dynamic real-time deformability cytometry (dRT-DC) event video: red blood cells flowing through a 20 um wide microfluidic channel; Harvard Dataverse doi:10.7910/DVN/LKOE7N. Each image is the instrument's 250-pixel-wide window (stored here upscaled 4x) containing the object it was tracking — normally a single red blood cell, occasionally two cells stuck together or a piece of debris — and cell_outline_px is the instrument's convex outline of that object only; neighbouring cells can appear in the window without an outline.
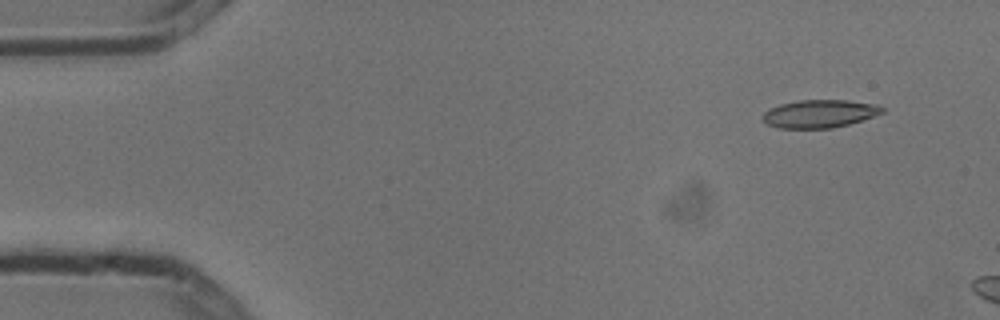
{"species": "common noctule bat (a hibernating species)", "species_latin": "Nyctalus noctula", "temperature_condition": "cold", "stored_images_in_passage": 6, "camera_frame_rate_fps": 3000, "um_per_image_px": 0.085, "animal": {"sex": "male", "body_mass_g": 13.3}, "frame": {"image": 1, "passage_image": 2, "time_ms": 0.333, "image_size_px": [1000, 320], "cell_outline_px": [[884, 112], [848, 124], [832, 128], [780, 128], [768, 124], [764, 120], [764, 112], [768, 108], [780, 104], [800, 100], [848, 100], [876, 104], [884, 108]], "centroid_in_image_um": [69.66, 9.65], "position_along_channel_um": 15.3, "area_um2": 19.25}}
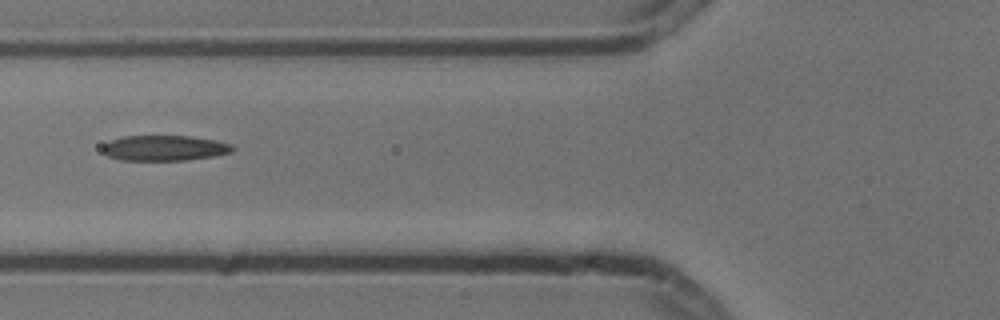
{"frame": {"image": 2, "passage_image": 6, "time_ms": 1.667, "image_size_px": [1000, 320], "cell_outline_px": [[236, 148], [232, 152], [216, 156], [184, 160], [120, 160], [108, 156], [104, 152], [104, 144], [112, 140], [124, 136], [192, 136], [216, 140], [232, 144]], "centroid_in_image_um": [14.05, 12.58], "position_along_channel_um": 111.7, "area_um2": 19.25}}